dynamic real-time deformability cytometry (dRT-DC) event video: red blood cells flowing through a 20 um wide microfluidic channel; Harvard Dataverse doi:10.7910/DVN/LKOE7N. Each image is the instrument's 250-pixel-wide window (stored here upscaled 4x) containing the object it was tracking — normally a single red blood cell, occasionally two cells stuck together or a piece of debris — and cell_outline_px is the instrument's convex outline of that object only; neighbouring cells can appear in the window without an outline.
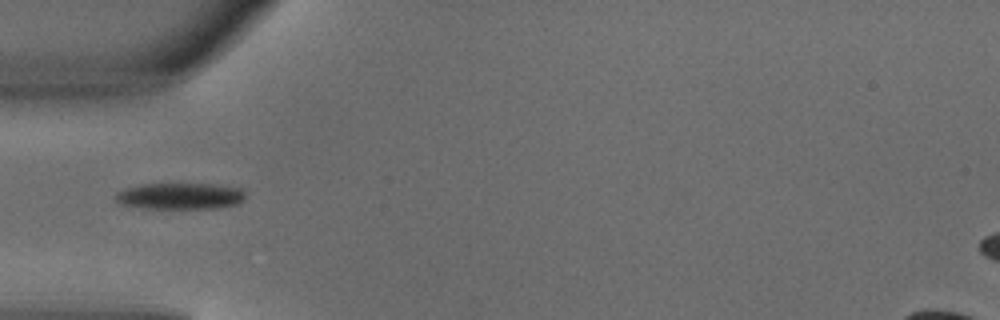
{"species": "common noctule bat (a hibernating species)", "species_latin": "Nyctalus noctula", "temperature_condition": "warm", "stored_images_in_passage": 1, "camera_frame_rate_fps": 3000, "um_per_image_px": 0.085, "animal": {"sex": "male", "body_mass_g": 18.8}, "frame": {"image": 1, "passage_image": 1, "time_ms": 0.0, "image_size_px": [1000, 320], "cell_outline_px": [[244, 200], [240, 204], [220, 208], [148, 208], [124, 204], [116, 200], [116, 192], [124, 188], [144, 184], [212, 184], [240, 188], [244, 192]], "centroid_in_image_um": [15.37, 16.66], "position_along_channel_um": 69.6, "area_um2": 19.83}}